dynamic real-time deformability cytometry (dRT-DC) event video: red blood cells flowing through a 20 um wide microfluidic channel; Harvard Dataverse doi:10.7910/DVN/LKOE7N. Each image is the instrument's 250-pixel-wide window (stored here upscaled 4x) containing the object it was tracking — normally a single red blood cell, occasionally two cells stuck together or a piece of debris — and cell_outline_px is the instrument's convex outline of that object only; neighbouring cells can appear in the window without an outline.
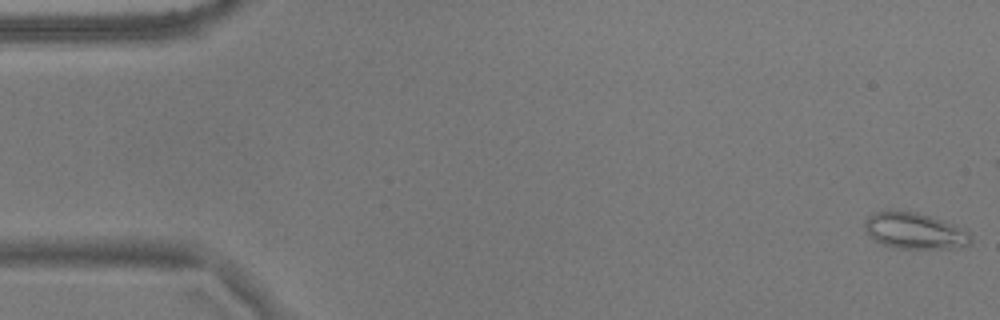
{"species": "common noctule bat (a hibernating species)", "species_latin": "Nyctalus noctula", "temperature_condition": "warm", "stored_images_in_passage": 19, "camera_frame_rate_fps": 3000, "um_per_image_px": 0.085, "animal": {"sex": "male", "body_mass_g": 17.9}, "frame": {"image": 1, "passage_image": 1, "time_ms": 0.0, "image_size_px": [1000, 320], "cell_outline_px": [[972, 244], [960, 248], [896, 248], [880, 244], [872, 240], [864, 232], [864, 220], [872, 212], [888, 208], [892, 208], [916, 212], [932, 216], [956, 224], [968, 232], [972, 236]], "centroid_in_image_um": [77.69, 19.59], "position_along_channel_um": 7.3, "area_um2": 23.47}}
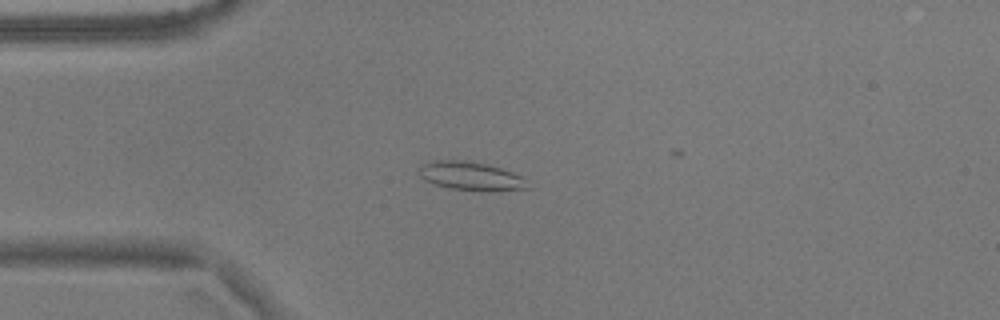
{"frame": {"image": 2, "passage_image": 14, "time_ms": 4.333, "image_size_px": [1000, 320], "cell_outline_px": [[528, 188], [488, 192], [480, 192], [448, 188], [424, 180], [416, 172], [424, 164], [432, 160], [464, 160], [484, 164], [500, 168], [512, 172], [520, 176]], "centroid_in_image_um": [39.95, 14.98], "position_along_channel_um": 45.0, "area_um2": 18.03}}